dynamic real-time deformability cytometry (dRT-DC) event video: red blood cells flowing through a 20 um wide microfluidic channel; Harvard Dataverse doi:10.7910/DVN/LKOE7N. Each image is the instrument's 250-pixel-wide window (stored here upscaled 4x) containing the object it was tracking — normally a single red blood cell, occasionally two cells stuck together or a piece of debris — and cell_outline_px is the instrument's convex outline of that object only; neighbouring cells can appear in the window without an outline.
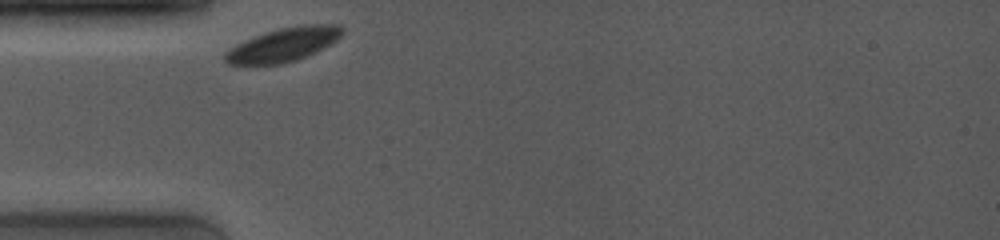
{"species": "common noctule bat (a hibernating species)", "species_latin": "Nyctalus noctula", "temperature_condition": "room temperature", "stored_images_in_passage": 3, "camera_frame_rate_fps": 4000, "um_per_image_px": 0.085, "animal": {"sex": "female", "body_mass_g": 19.0, "forearm_length_mm": 53.3}, "frame": {"image": 1, "passage_image": 1, "time_ms": 0.0, "image_size_px": [1000, 240], "cell_outline_px": [[344, 32], [336, 40], [296, 60], [280, 64], [228, 64], [224, 60], [224, 52], [236, 44], [264, 32], [280, 28], [304, 24], [340, 24], [344, 28]], "centroid_in_image_um": [24.07, 3.77], "position_along_channel_um": 60.9, "area_um2": 22.72}}